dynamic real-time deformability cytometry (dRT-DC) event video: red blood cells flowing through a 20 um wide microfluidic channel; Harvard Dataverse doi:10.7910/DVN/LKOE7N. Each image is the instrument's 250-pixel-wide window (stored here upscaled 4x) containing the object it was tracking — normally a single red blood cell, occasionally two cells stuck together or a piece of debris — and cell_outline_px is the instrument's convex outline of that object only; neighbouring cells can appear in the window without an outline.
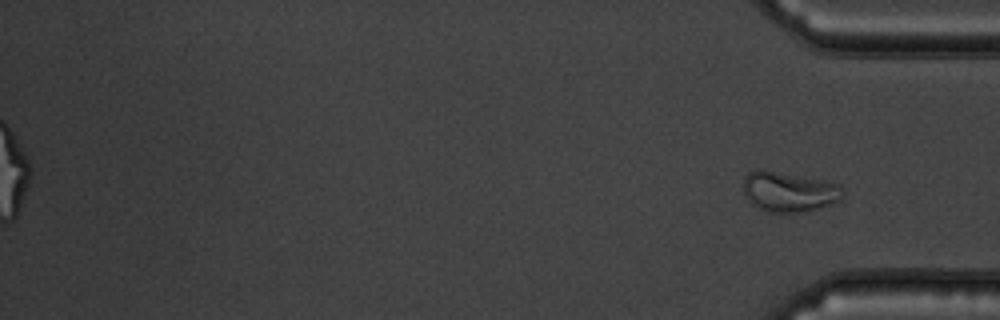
{"species": "common noctule bat (a hibernating species)", "species_latin": "Nyctalus noctula", "temperature_condition": "warm", "stored_images_in_passage": 39, "segment_of_instrument_passage": [2, 2], "camera_frame_rate_fps": 3000, "um_per_image_px": 0.085, "animal": {"sex": "male", "body_mass_g": 19.5, "forearm_length_mm": 54.6}, "frame": {"image": 1, "passage_image": 39, "time_ms": 12.667, "image_size_px": [1000, 320], "cell_outline_px": [[844, 196], [840, 200], [832, 204], [820, 208], [804, 212], [768, 212], [752, 204], [744, 196], [744, 176], [748, 172], [756, 168], [760, 168], [824, 180], [840, 184], [844, 192]], "centroid_in_image_um": [67.07, 16.28], "position_along_channel_um": 368.1, "area_um2": 23.64}}